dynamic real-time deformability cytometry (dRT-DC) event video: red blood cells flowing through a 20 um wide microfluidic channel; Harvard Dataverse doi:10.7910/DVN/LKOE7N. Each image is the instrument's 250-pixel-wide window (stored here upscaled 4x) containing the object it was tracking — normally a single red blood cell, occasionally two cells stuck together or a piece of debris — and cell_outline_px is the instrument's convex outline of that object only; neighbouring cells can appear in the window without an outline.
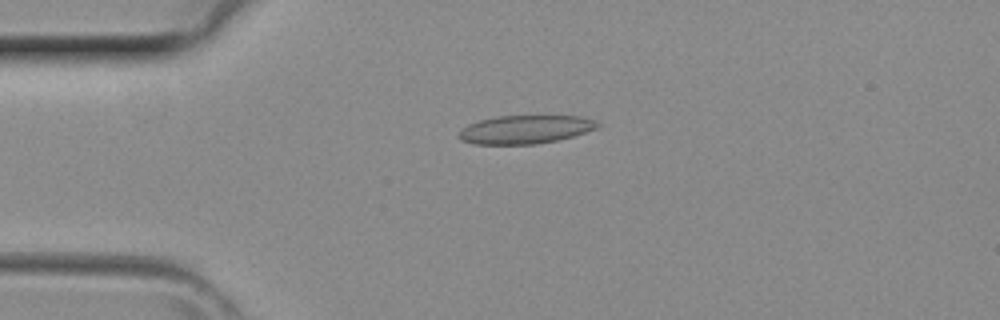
{"species": "common noctule bat (a hibernating species)", "species_latin": "Nyctalus noctula", "temperature_condition": "room temperature", "stored_images_in_passage": 34, "camera_frame_rate_fps": 3000, "um_per_image_px": 0.085, "animal": {"sex": "female", "body_mass_g": 29.2, "forearm_length_mm": 56.3}, "frame": {"image": 1, "passage_image": 3, "time_ms": 0.667, "image_size_px": [1000, 320], "cell_outline_px": [[600, 128], [572, 136], [556, 140], [536, 144], [472, 144], [460, 140], [460, 132], [468, 124], [480, 120], [496, 116], [580, 116], [596, 120], [600, 124]], "centroid_in_image_um": [44.69, 11.0], "position_along_channel_um": 40.3, "area_um2": 22.89}}
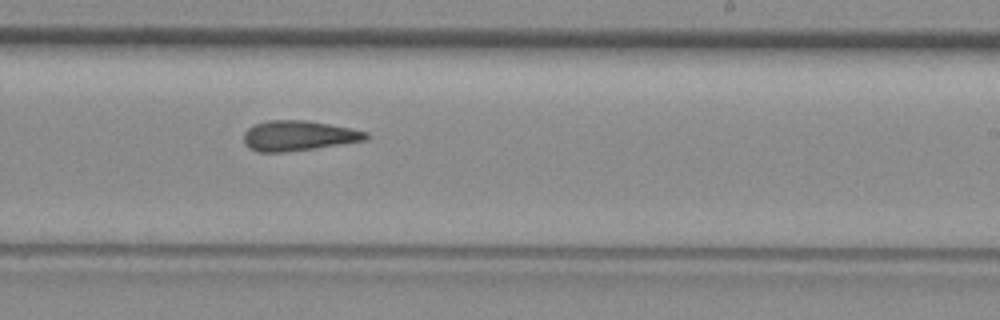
{"frame": {"image": 2, "passage_image": 18, "time_ms": 5.667, "image_size_px": [1000, 320], "cell_outline_px": [[368, 140], [284, 152], [256, 152], [248, 148], [244, 144], [244, 132], [248, 128], [256, 124], [268, 120], [304, 120], [328, 124], [368, 132]], "centroid_in_image_um": [25.32, 11.54], "position_along_channel_um": 263.7, "area_um2": 21.27}}
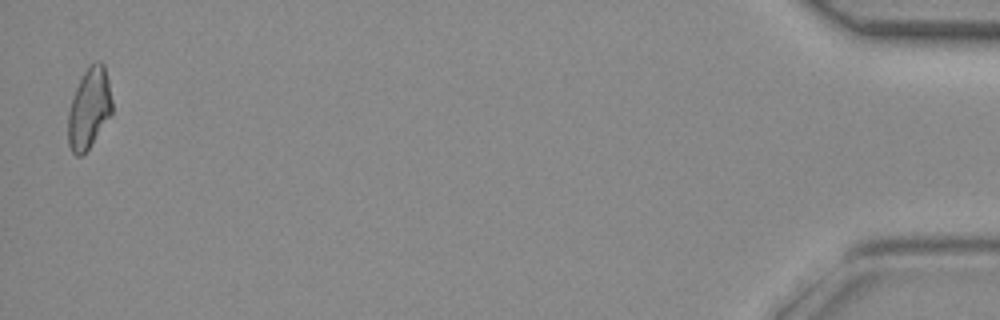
{"frame": {"image": 3, "passage_image": 34, "time_ms": 11.0, "image_size_px": [1000, 320], "cell_outline_px": [[112, 112], [88, 148], [80, 156], [76, 156], [72, 152], [68, 144], [68, 112], [72, 96], [88, 64], [96, 60], [100, 60], [104, 64], [108, 80], [112, 100]], "centroid_in_image_um": [7.56, 9.16], "position_along_channel_um": 427.6, "area_um2": 20.52}}